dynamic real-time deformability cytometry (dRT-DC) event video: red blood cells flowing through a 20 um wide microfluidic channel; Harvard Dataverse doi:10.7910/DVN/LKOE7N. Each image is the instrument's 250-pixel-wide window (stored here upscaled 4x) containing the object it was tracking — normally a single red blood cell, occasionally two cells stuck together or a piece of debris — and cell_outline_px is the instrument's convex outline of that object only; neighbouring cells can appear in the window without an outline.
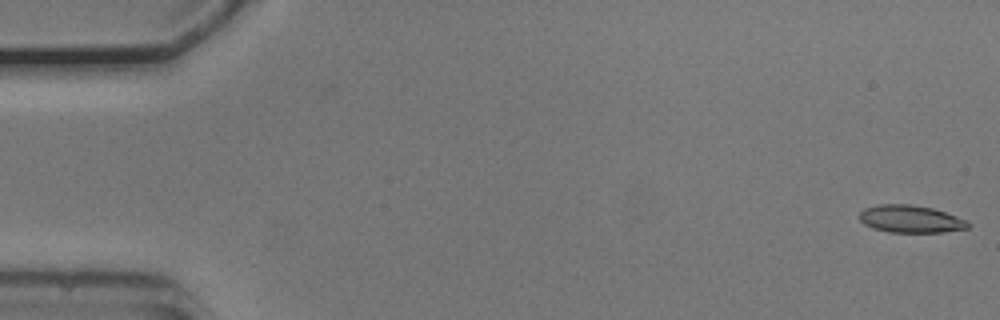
{"species": "common noctule bat (a hibernating species)", "species_latin": "Nyctalus noctula", "temperature_condition": "cold", "stored_images_in_passage": 14, "camera_frame_rate_fps": 3000, "um_per_image_px": 0.085, "animal": {"sex": "male", "body_mass_g": 20.5, "forearm_length_mm": 52.5}, "frame": {"image": 1, "passage_image": 1, "time_ms": 0.0, "image_size_px": [1000, 320], "cell_outline_px": [[972, 224], [968, 228], [944, 232], [888, 232], [872, 228], [864, 224], [860, 220], [860, 212], [864, 208], [876, 204], [912, 204], [932, 208], [968, 220]], "centroid_in_image_um": [77.4, 18.61], "position_along_channel_um": 7.6, "area_um2": 17.51}}